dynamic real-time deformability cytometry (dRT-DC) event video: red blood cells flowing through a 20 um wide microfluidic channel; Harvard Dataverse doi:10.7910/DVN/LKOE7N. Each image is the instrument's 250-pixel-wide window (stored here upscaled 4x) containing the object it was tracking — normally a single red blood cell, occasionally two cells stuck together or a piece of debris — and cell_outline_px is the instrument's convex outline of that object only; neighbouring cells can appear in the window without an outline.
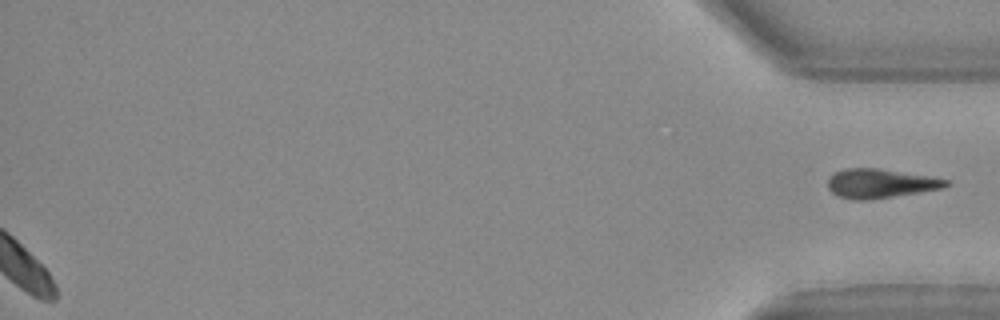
{"species": "Egyptian fruit bat (a non-hibernating species)", "species_latin": "Rousettus aegyptiacus", "temperature_condition": "warm", "stored_images_in_passage": 29, "segment_of_instrument_passage": [2, 2], "camera_frame_rate_fps": 3000, "um_per_image_px": 0.085, "animal": {"sex": "female"}, "frame": {"image": 1, "passage_image": 29, "time_ms": 9.333, "image_size_px": [1000, 320], "cell_outline_px": [[948, 184], [940, 188], [892, 196], [860, 200], [856, 200], [836, 196], [828, 188], [828, 176], [844, 168], [876, 168], [928, 176], [948, 180]], "centroid_in_image_um": [74.72, 15.58], "position_along_channel_um": 360.5, "area_um2": 19.54}}